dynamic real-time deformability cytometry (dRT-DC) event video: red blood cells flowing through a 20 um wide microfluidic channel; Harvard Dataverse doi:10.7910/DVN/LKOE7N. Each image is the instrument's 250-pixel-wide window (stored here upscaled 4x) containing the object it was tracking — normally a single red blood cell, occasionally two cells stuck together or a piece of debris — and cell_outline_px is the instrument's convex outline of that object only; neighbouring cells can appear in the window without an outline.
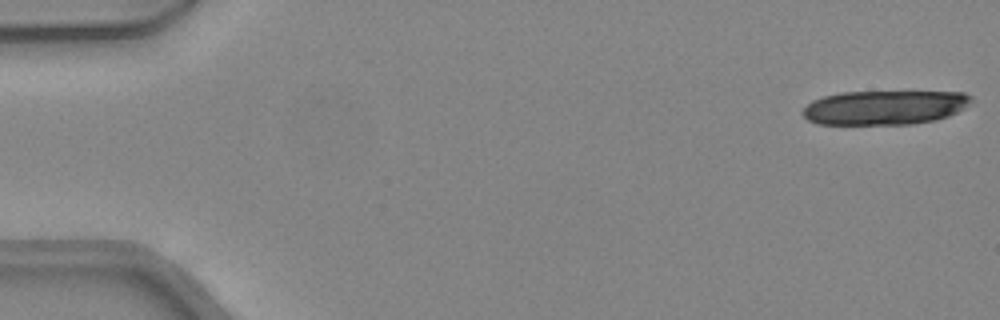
{"species": "common noctule bat (a hibernating species)", "species_latin": "Nyctalus noctula", "temperature_condition": "warm", "stored_images_in_passage": 18, "camera_frame_rate_fps": 3000, "um_per_image_px": 0.085, "animal": {"sex": "female", "body_mass_g": 24.6, "forearm_length_mm": 56.2}, "frame": {"image": 1, "passage_image": 1, "time_ms": 0.0, "image_size_px": [1000, 320], "cell_outline_px": [[972, 100], [964, 108], [948, 116], [936, 120], [912, 124], [816, 124], [808, 120], [800, 112], [812, 100], [824, 96], [840, 92], [964, 92], [972, 96]], "centroid_in_image_um": [75.18, 9.14], "position_along_channel_um": 9.8, "area_um2": 33.7}}